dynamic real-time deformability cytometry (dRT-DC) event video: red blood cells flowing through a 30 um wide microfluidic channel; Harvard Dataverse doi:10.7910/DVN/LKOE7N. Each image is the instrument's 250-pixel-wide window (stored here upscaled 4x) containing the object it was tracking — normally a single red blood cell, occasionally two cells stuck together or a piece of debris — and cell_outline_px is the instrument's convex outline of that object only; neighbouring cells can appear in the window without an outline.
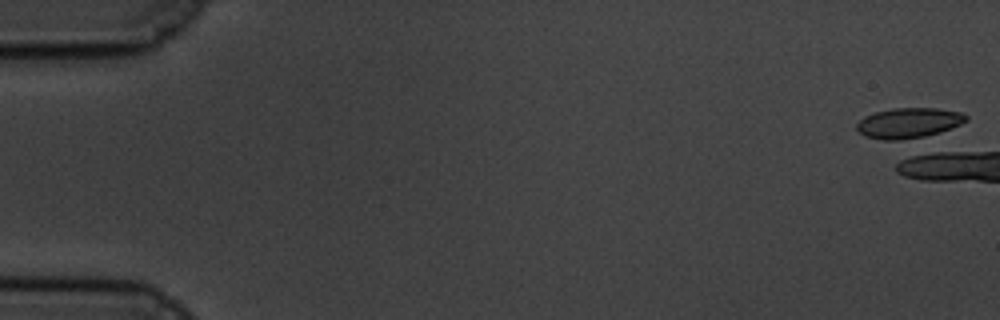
{"species": "common noctule bat (a hibernating species)", "species_latin": "Nyctalus noctula", "temperature_condition": "cold", "stored_images_in_passage": 1, "camera_frame_rate_fps": 3000, "um_per_image_px": 0.085, "animal": {"sex": "male", "body_mass_g": 19.5, "forearm_length_mm": 54.6}, "frame": {"image": 1, "passage_image": 1, "time_ms": 0.0, "image_size_px": [1000, 320], "cell_outline_px": [[968, 120], [960, 124], [940, 132], [916, 140], [884, 140], [864, 136], [856, 128], [856, 124], [864, 116], [876, 112], [892, 108], [936, 108], [960, 112], [968, 116]], "centroid_in_image_um": [77.23, 10.47], "position_along_channel_um": 7.8, "area_um2": 19.54}}